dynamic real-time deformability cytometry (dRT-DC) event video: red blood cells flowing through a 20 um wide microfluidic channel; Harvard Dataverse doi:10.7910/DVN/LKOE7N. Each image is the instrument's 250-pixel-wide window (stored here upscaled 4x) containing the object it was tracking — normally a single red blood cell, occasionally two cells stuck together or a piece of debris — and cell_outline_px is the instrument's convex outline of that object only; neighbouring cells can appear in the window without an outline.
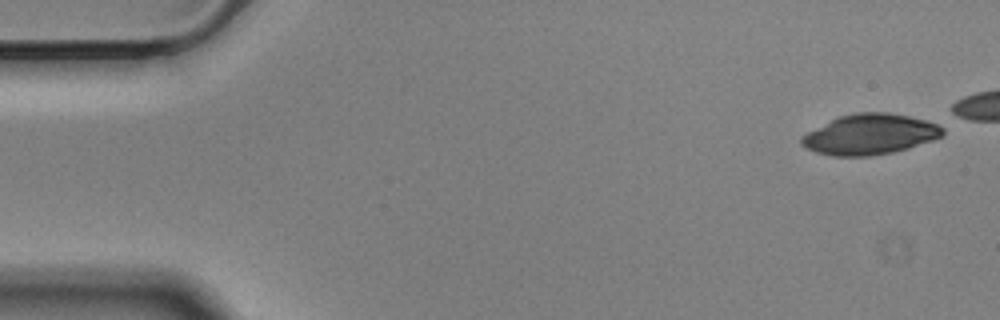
{"species": "Egyptian fruit bat (a non-hibernating species)", "species_latin": "Rousettus aegyptiacus", "temperature_condition": "cold", "stored_images_in_passage": 45, "camera_frame_rate_fps": 3000, "um_per_image_px": 0.085, "animal": {"sex": "male"}, "frame": {"image": 1, "passage_image": 1, "time_ms": 0.0, "image_size_px": [1000, 320], "cell_outline_px": [[944, 136], [908, 148], [892, 152], [868, 156], [832, 156], [816, 152], [800, 144], [800, 136], [840, 116], [856, 112], [888, 112], [908, 116], [944, 124]], "centroid_in_image_um": [73.99, 11.41], "position_along_channel_um": 11.0, "area_um2": 33.29}}
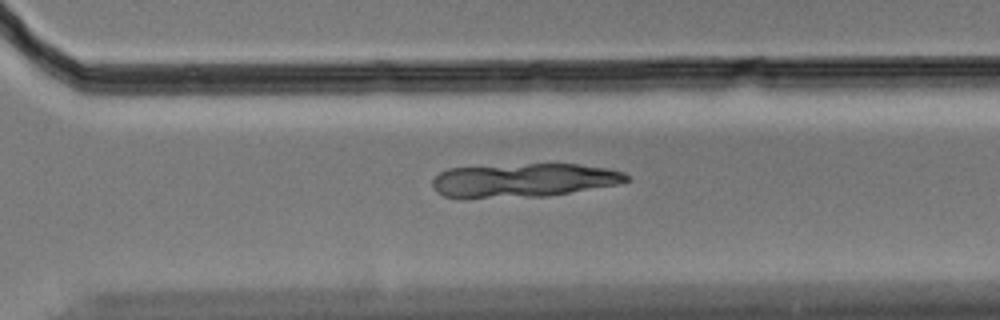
{"frame": {"image": 2, "passage_image": 38, "time_ms": 12.333, "image_size_px": [1000, 320], "cell_outline_px": [[632, 180], [616, 184], [544, 196], [444, 196], [436, 192], [432, 188], [432, 180], [440, 172], [448, 168], [528, 164], [576, 164], [604, 168], [624, 172]], "centroid_in_image_um": [44.51, 15.29], "position_along_channel_um": 326.1, "area_um2": 37.05}}